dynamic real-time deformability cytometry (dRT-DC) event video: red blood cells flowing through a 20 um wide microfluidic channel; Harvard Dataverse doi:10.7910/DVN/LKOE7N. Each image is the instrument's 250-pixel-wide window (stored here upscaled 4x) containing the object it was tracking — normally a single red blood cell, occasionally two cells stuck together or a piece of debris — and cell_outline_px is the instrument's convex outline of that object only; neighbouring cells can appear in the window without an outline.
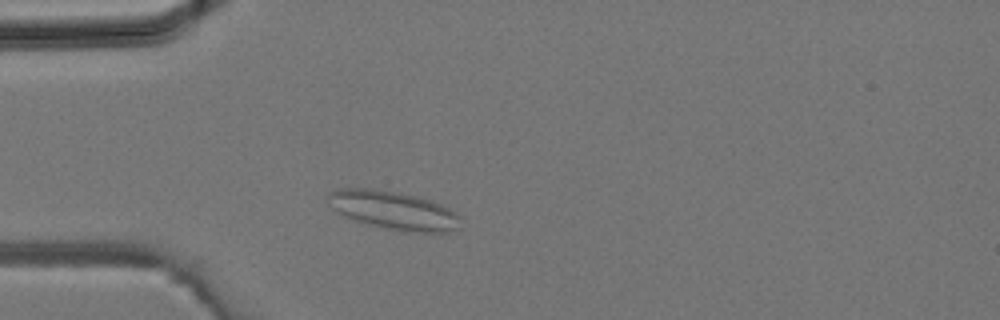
{"species": "common noctule bat (a hibernating species)", "species_latin": "Nyctalus noctula", "temperature_condition": "room temperature", "stored_images_in_passage": 1, "camera_frame_rate_fps": 3000, "um_per_image_px": 0.085, "animal": {"sex": "male", "body_mass_g": 19.2, "forearm_length_mm": 51.8}, "frame": {"image": 1, "passage_image": 1, "time_ms": 0.0, "image_size_px": [1000, 320], "cell_outline_px": [[460, 228], [448, 232], [400, 232], [368, 224], [356, 220], [336, 212], [328, 204], [324, 196], [328, 192], [340, 188], [372, 188], [400, 192], [416, 196], [440, 204], [448, 208], [460, 216]], "centroid_in_image_um": [33.4, 17.87], "position_along_channel_um": 51.6, "area_um2": 30.0}}